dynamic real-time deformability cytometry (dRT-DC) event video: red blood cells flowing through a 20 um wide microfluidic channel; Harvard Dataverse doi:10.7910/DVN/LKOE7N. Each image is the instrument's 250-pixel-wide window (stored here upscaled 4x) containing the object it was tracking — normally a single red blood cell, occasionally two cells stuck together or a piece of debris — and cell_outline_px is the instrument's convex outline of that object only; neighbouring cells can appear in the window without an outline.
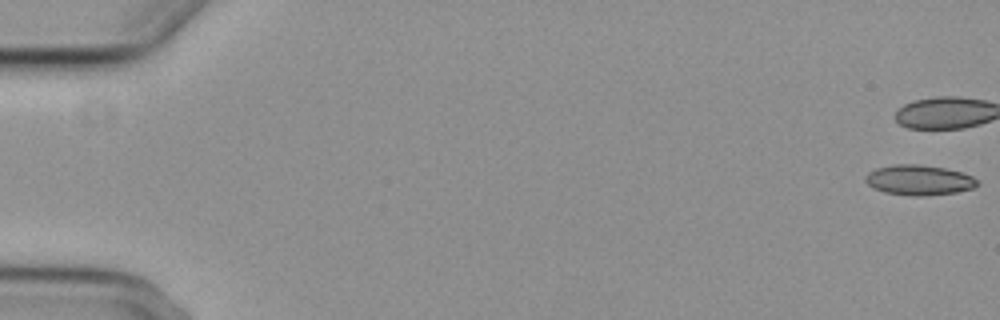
{"species": "common noctule bat (a hibernating species)", "species_latin": "Nyctalus noctula", "temperature_condition": "cold", "stored_images_in_passage": 7, "segment_of_instrument_passage": [1, 2], "camera_frame_rate_fps": 3000, "um_per_image_px": 0.085, "animal": {"sex": "female", "body_mass_g": 29.2, "forearm_length_mm": 56.3}, "frame": {"image": 1, "passage_image": 1, "time_ms": 0.0, "image_size_px": [1000, 320], "cell_outline_px": [[980, 184], [972, 188], [956, 192], [920, 196], [912, 196], [884, 192], [868, 184], [864, 180], [864, 176], [868, 172], [876, 168], [896, 164], [916, 164], [944, 168], [960, 172], [972, 176], [980, 180]], "centroid_in_image_um": [78.12, 15.3], "position_along_channel_um": 6.9, "area_um2": 19.59}}
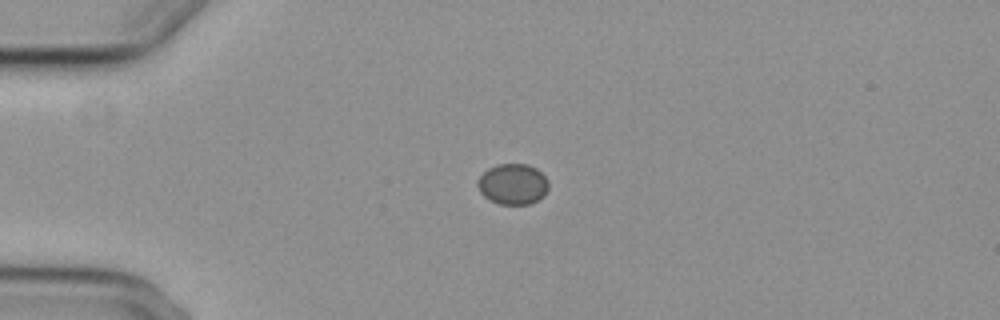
{"frame": {"image": 2, "passage_image": 5, "time_ms": 7.667, "image_size_px": [1000, 320], "cell_outline_px": [[548, 188], [544, 196], [532, 204], [500, 204], [488, 200], [480, 192], [476, 184], [476, 180], [488, 168], [496, 164], [528, 164], [536, 168], [548, 180]], "centroid_in_image_um": [43.57, 15.65], "position_along_channel_um": 41.4, "area_um2": 17.05}}